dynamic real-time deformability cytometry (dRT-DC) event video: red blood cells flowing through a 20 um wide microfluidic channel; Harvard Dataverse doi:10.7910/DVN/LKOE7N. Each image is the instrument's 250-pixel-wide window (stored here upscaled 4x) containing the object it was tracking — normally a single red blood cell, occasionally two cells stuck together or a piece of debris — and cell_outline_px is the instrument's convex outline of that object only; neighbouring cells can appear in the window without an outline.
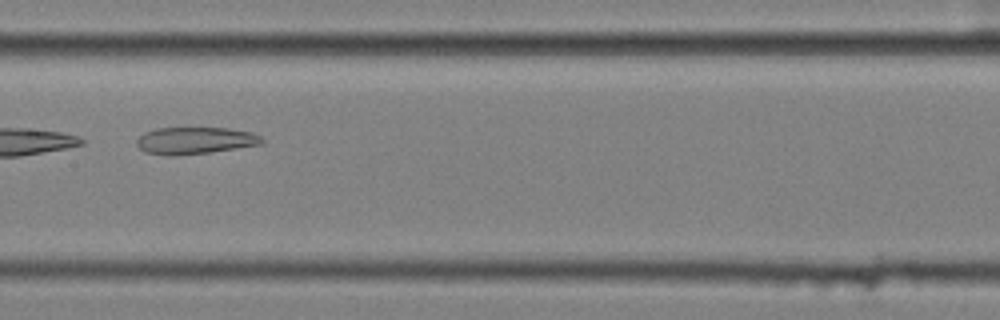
{"species": "common noctule bat (a hibernating species)", "species_latin": "Nyctalus noctula", "temperature_condition": "cold", "stored_images_in_passage": 5, "camera_frame_rate_fps": 3000, "um_per_image_px": 0.085, "animal": {"sex": "female", "body_mass_g": 25.1}, "frame": {"image": 1, "passage_image": 5, "time_ms": 1.333, "image_size_px": [1000, 320], "cell_outline_px": [[264, 144], [208, 152], [172, 156], [144, 152], [136, 144], [136, 140], [144, 132], [156, 128], [228, 128], [252, 132], [260, 136], [264, 140]], "centroid_in_image_um": [16.57, 11.94], "position_along_channel_um": 190.8, "area_um2": 19.65}}